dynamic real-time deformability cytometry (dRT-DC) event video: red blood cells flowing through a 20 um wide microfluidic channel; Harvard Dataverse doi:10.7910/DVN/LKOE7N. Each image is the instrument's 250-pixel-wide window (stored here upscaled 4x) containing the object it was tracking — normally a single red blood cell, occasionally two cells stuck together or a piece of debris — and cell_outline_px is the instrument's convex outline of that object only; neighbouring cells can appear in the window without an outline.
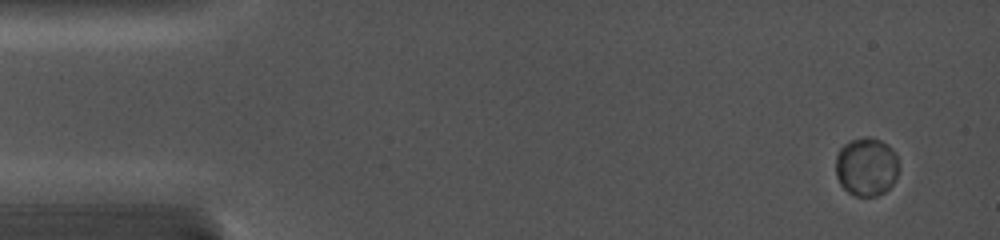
{"species": "common noctule bat (a hibernating species)", "species_latin": "Nyctalus noctula", "temperature_condition": "cold", "stored_images_in_passage": 8, "camera_frame_rate_fps": 5000, "um_per_image_px": 0.085, "animal": {"sex": "female", "body_mass_g": 19.0, "forearm_length_mm": 56.7}, "frame": {"image": 1, "passage_image": 1, "time_ms": 0.0, "image_size_px": [1000, 240], "cell_outline_px": [[900, 168], [892, 184], [884, 192], [876, 196], [856, 196], [848, 192], [840, 184], [836, 176], [836, 156], [840, 148], [844, 144], [852, 140], [864, 136], [880, 140], [888, 144], [892, 148], [896, 156]], "centroid_in_image_um": [73.64, 14.17], "position_along_channel_um": 11.4, "area_um2": 21.62}}
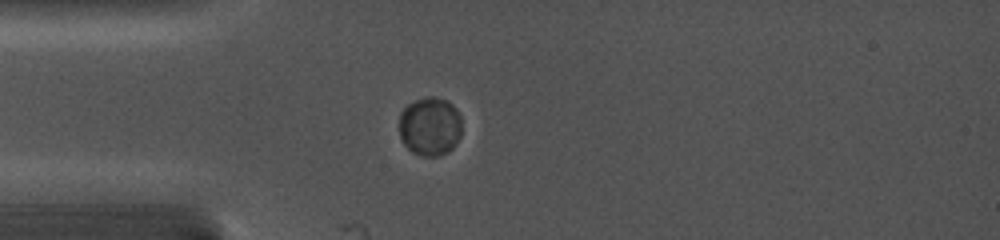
{"frame": {"image": 2, "passage_image": 5, "time_ms": 3.8, "image_size_px": [1000, 240], "cell_outline_px": [[460, 136], [452, 148], [448, 152], [440, 156], [420, 156], [412, 152], [404, 144], [400, 136], [400, 112], [408, 104], [416, 100], [428, 96], [432, 96], [448, 100], [456, 108], [460, 116]], "centroid_in_image_um": [36.54, 10.74], "position_along_channel_um": 48.5, "area_um2": 21.5}}